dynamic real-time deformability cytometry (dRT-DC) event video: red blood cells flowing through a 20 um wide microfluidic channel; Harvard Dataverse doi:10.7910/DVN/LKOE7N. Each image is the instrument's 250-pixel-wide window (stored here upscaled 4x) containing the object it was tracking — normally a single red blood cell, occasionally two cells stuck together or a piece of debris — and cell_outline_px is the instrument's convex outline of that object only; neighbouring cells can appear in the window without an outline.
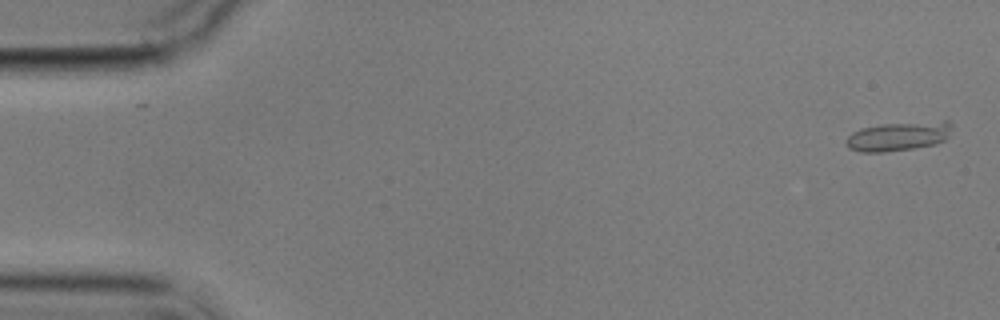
{"species": "common noctule bat (a hibernating species)", "species_latin": "Nyctalus noctula", "temperature_condition": "cold", "stored_images_in_passage": 5, "camera_frame_rate_fps": 3000, "um_per_image_px": 0.085, "animal": {"sex": "male", "body_mass_g": 17.9}, "frame": {"image": 1, "passage_image": 1, "time_ms": 0.0, "image_size_px": [1000, 320], "cell_outline_px": [[952, 128], [948, 136], [944, 140], [936, 144], [912, 148], [884, 152], [860, 152], [848, 148], [844, 140], [852, 132], [860, 128], [884, 124], [944, 120], [948, 120], [952, 124]], "centroid_in_image_um": [76.36, 11.57], "position_along_channel_um": 8.6, "area_um2": 18.09}}
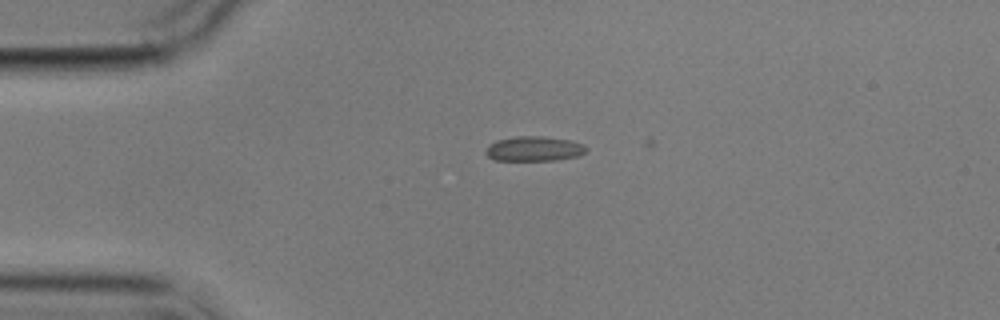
{"frame": {"image": 2, "passage_image": 4, "time_ms": 3.667, "image_size_px": [1000, 320], "cell_outline_px": [[588, 148], [584, 152], [576, 156], [556, 160], [492, 160], [484, 152], [488, 144], [496, 140], [516, 136], [540, 136], [572, 140], [584, 144]], "centroid_in_image_um": [45.36, 12.63], "position_along_channel_um": 39.6, "area_um2": 14.62}}